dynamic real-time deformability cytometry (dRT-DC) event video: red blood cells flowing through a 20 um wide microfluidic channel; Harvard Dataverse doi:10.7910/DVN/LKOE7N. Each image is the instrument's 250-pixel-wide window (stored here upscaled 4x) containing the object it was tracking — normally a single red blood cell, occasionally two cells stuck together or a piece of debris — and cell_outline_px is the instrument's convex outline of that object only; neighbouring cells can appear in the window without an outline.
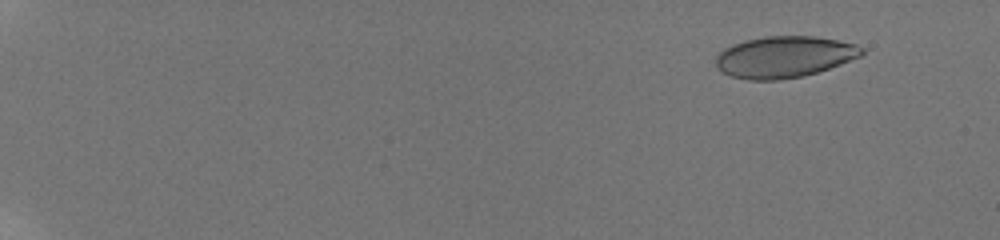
{"species": "human", "species_latin": "Homo sapiens", "temperature_condition": "room temperature", "stored_images_in_passage": 15, "camera_frame_rate_fps": 3000, "um_per_image_px": 0.085, "donor": {"sex": "male"}, "frame": {"image": 1, "passage_image": 5, "time_ms": 2.0, "image_size_px": [1000, 240], "cell_outline_px": [[864, 52], [860, 56], [840, 64], [804, 76], [780, 80], [748, 80], [732, 76], [716, 68], [716, 56], [724, 48], [732, 44], [744, 40], [764, 36], [812, 36], [836, 40], [856, 44], [864, 48]], "centroid_in_image_um": [66.64, 4.83], "position_along_channel_um": 18.4, "area_um2": 35.2}}
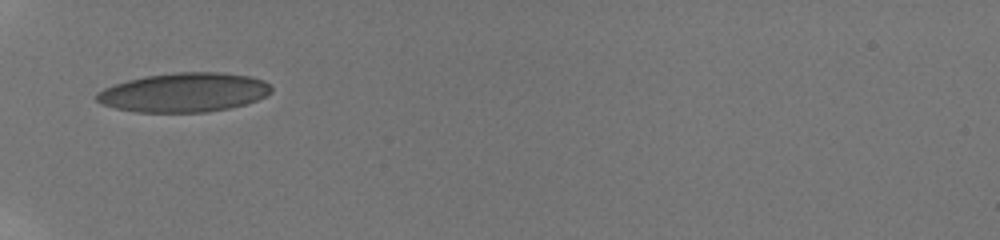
{"frame": {"image": 2, "passage_image": 14, "time_ms": 8.0, "image_size_px": [1000, 240], "cell_outline_px": [[272, 92], [256, 100], [244, 104], [228, 108], [208, 112], [136, 112], [116, 108], [100, 104], [96, 100], [96, 92], [104, 88], [128, 80], [144, 76], [176, 72], [220, 72], [252, 76], [264, 80], [272, 88]], "centroid_in_image_um": [15.63, 7.85], "position_along_channel_um": 69.4, "area_um2": 39.94}}